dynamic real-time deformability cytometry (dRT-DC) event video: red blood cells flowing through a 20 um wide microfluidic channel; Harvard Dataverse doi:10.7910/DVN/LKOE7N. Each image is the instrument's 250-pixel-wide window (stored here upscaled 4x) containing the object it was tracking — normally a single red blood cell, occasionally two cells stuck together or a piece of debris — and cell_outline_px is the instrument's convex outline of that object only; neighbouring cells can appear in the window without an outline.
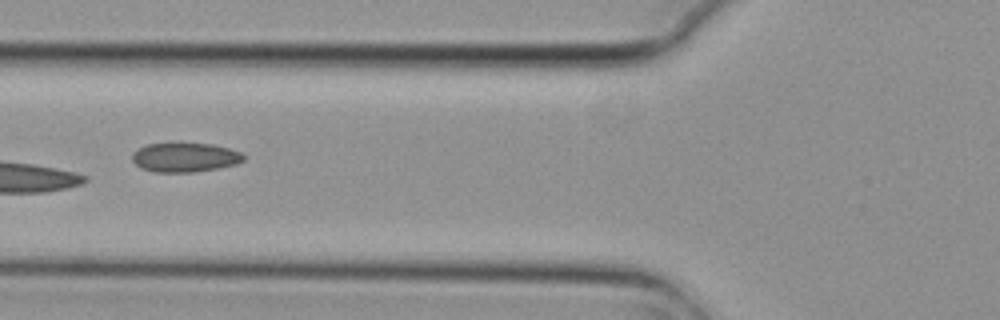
{"species": "common noctule bat (a hibernating species)", "species_latin": "Nyctalus noctula", "temperature_condition": "cold", "stored_images_in_passage": 9, "camera_frame_rate_fps": 3000, "um_per_image_px": 0.085, "animal": {"sex": "female", "body_mass_g": 29.2, "forearm_length_mm": 56.3}, "frame": {"image": 1, "passage_image": 7, "time_ms": 2.0, "image_size_px": [1000, 320], "cell_outline_px": [[244, 160], [236, 164], [216, 168], [192, 172], [156, 172], [140, 168], [132, 160], [132, 152], [148, 144], [176, 140], [212, 144], [228, 148], [240, 152], [244, 156]], "centroid_in_image_um": [15.68, 13.33], "position_along_channel_um": 110.1, "area_um2": 19.59}}